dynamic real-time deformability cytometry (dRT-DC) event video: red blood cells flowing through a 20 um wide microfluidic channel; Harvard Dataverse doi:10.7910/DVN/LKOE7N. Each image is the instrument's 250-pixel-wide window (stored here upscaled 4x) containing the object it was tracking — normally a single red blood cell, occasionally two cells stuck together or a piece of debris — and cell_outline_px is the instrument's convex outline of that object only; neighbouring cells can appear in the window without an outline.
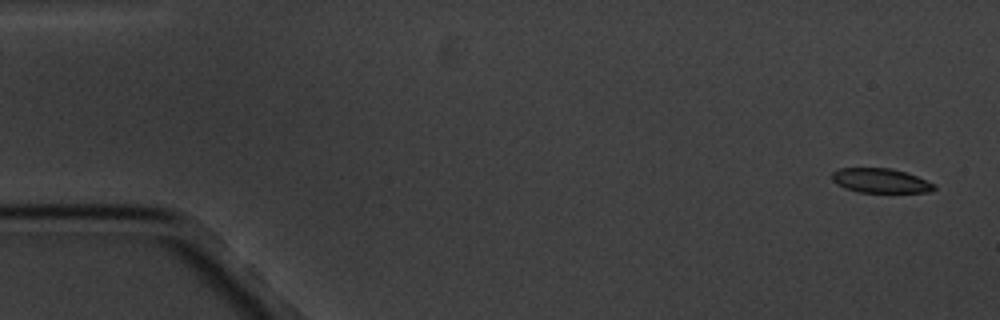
{"species": "common noctule bat (a hibernating species)", "species_latin": "Nyctalus noctula", "temperature_condition": "cold", "stored_images_in_passage": 5, "camera_frame_rate_fps": 3000, "um_per_image_px": 0.085, "animal": {"sex": "male", "body_mass_g": 20.1, "forearm_length_mm": 53.5}, "frame": {"image": 1, "passage_image": 1, "time_ms": 0.0, "image_size_px": [1000, 320], "cell_outline_px": [[936, 188], [932, 192], [860, 192], [844, 188], [836, 184], [832, 180], [832, 172], [840, 168], [892, 168], [916, 176], [936, 184]], "centroid_in_image_um": [74.84, 15.36], "position_along_channel_um": 10.2, "area_um2": 14.57}}
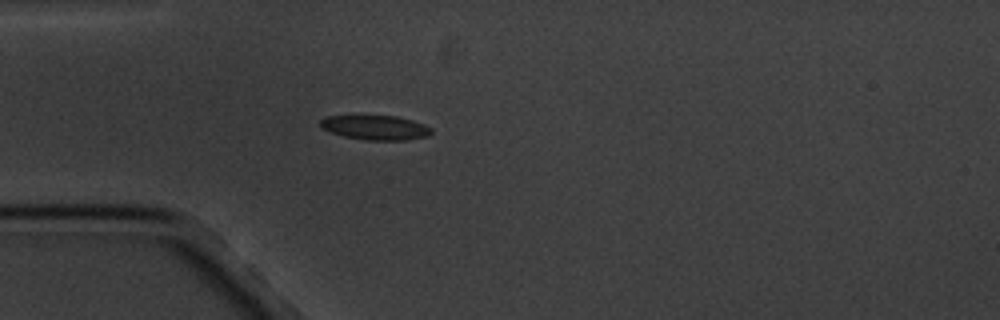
{"frame": {"image": 2, "passage_image": 5, "time_ms": 4.667, "image_size_px": [1000, 320], "cell_outline_px": [[432, 132], [428, 136], [408, 140], [364, 140], [344, 136], [332, 132], [324, 128], [320, 124], [320, 120], [328, 116], [396, 116], [412, 120], [424, 124], [432, 128]], "centroid_in_image_um": [31.97, 10.85], "position_along_channel_um": 53.0, "area_um2": 15.72}}